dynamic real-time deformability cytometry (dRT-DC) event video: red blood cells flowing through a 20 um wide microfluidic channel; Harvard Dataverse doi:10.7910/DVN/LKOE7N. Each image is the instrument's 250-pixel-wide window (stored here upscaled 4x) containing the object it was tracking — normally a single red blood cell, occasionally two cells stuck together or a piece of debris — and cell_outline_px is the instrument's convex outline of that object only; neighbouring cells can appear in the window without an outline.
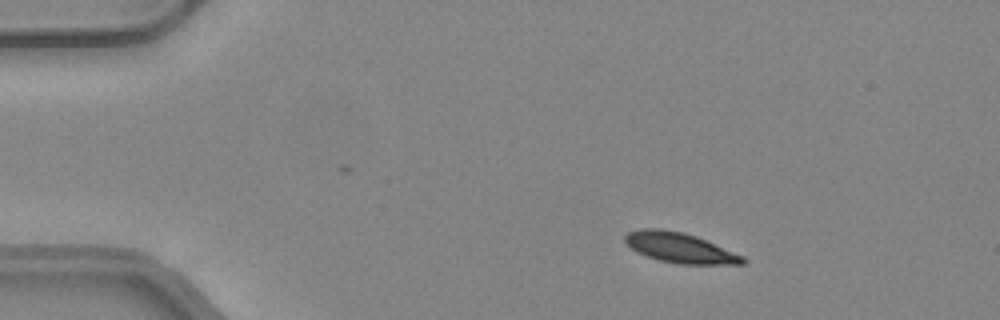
{"species": "common noctule bat (a hibernating species)", "species_latin": "Nyctalus noctula", "temperature_condition": "warm", "stored_images_in_passage": 30, "camera_frame_rate_fps": 3000, "um_per_image_px": 0.085, "animal": {"sex": "female", "body_mass_g": 24.6, "forearm_length_mm": 56.2}, "frame": {"image": 1, "passage_image": 7, "time_ms": 2.0, "image_size_px": [1000, 320], "cell_outline_px": [[748, 260], [744, 264], [680, 264], [660, 260], [636, 252], [624, 240], [624, 236], [628, 232], [640, 228], [660, 228], [684, 232], [696, 236], [744, 256]], "centroid_in_image_um": [57.79, 21.05], "position_along_channel_um": 27.2, "area_um2": 20.63}}
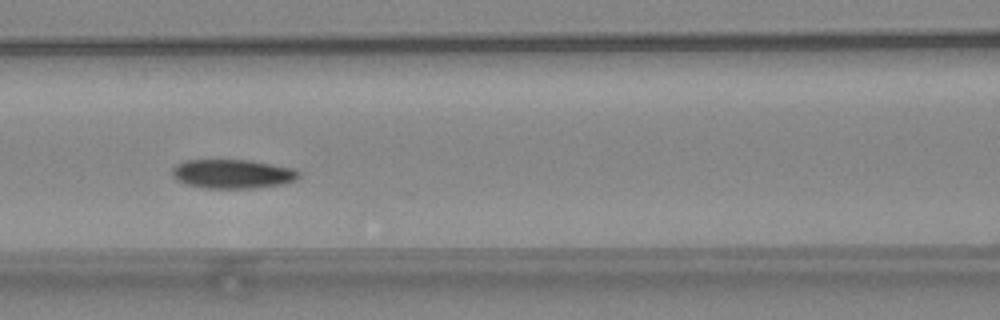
{"frame": {"image": 2, "passage_image": 21, "time_ms": 6.667, "image_size_px": [1000, 320], "cell_outline_px": [[300, 176], [296, 180], [288, 184], [256, 188], [204, 188], [188, 184], [176, 180], [172, 176], [172, 168], [176, 164], [184, 160], [248, 160], [272, 164], [292, 168], [300, 172]], "centroid_in_image_um": [19.79, 14.79], "position_along_channel_um": 146.8, "area_um2": 21.68}}
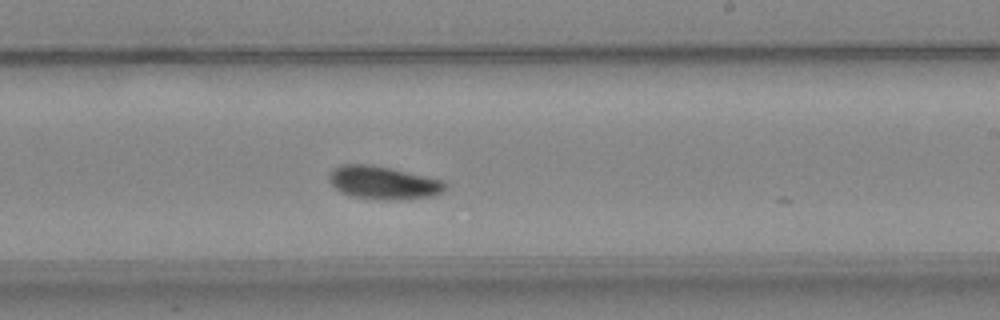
{"frame": {"image": 3, "passage_image": 29, "time_ms": 9.333, "image_size_px": [1000, 320], "cell_outline_px": [[448, 188], [444, 192], [432, 196], [392, 200], [380, 200], [352, 196], [340, 192], [328, 180], [328, 176], [332, 168], [340, 164], [368, 164], [428, 176], [444, 180], [448, 184]], "centroid_in_image_um": [32.6, 15.53], "position_along_channel_um": 256.4, "area_um2": 22.6}}